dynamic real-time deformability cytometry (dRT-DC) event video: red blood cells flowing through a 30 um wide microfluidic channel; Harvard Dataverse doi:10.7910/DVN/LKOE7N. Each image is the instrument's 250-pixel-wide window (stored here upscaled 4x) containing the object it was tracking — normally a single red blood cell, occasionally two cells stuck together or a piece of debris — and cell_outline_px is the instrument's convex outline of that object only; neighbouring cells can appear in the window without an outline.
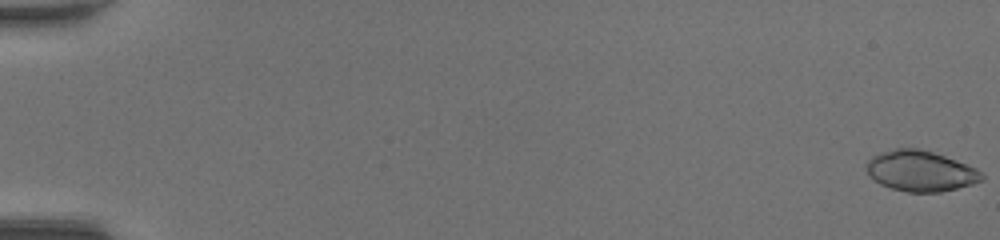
{"species": "common noctule bat (a hibernating species)", "species_latin": "Nyctalus noctula", "temperature_condition": "room temperature", "stored_images_in_passage": 49, "camera_frame_rate_fps": 3000, "um_per_image_px": 0.085, "animal": {"sex": "female", "body_mass_g": 20.0, "forearm_length_mm": 54.0}, "frame": {"image": 1, "passage_image": 1, "time_ms": 0.0, "image_size_px": [1000, 240], "cell_outline_px": [[984, 180], [972, 184], [940, 192], [908, 192], [892, 188], [880, 184], [864, 168], [864, 164], [872, 156], [880, 152], [896, 148], [920, 148], [944, 156], [976, 168], [984, 176]], "centroid_in_image_um": [78.22, 14.53], "position_along_channel_um": 6.8, "area_um2": 27.17}}
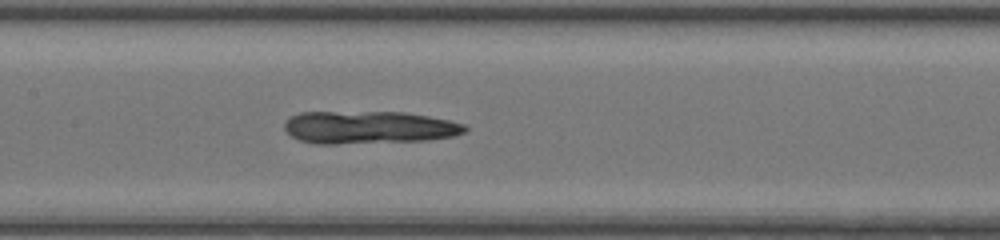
{"frame": {"image": 2, "passage_image": 26, "time_ms": 8.333, "image_size_px": [1000, 240], "cell_outline_px": [[468, 128], [464, 132], [456, 136], [428, 140], [336, 144], [316, 144], [300, 140], [292, 136], [284, 128], [284, 124], [288, 116], [300, 112], [404, 112], [428, 116], [448, 120], [464, 124]], "centroid_in_image_um": [31.34, 10.83], "position_along_channel_um": 176.1, "area_um2": 34.56}}
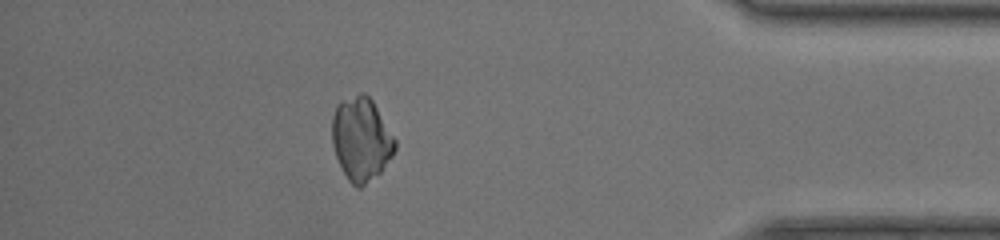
{"frame": {"image": 3, "passage_image": 44, "time_ms": 14.333, "image_size_px": [1000, 240], "cell_outline_px": [[396, 148], [392, 156], [380, 172], [360, 188], [356, 188], [348, 180], [336, 156], [332, 144], [332, 116], [336, 104], [340, 100], [360, 92], [364, 92], [372, 100], [396, 140]], "centroid_in_image_um": [30.68, 11.8], "position_along_channel_um": 404.5, "area_um2": 30.58}}